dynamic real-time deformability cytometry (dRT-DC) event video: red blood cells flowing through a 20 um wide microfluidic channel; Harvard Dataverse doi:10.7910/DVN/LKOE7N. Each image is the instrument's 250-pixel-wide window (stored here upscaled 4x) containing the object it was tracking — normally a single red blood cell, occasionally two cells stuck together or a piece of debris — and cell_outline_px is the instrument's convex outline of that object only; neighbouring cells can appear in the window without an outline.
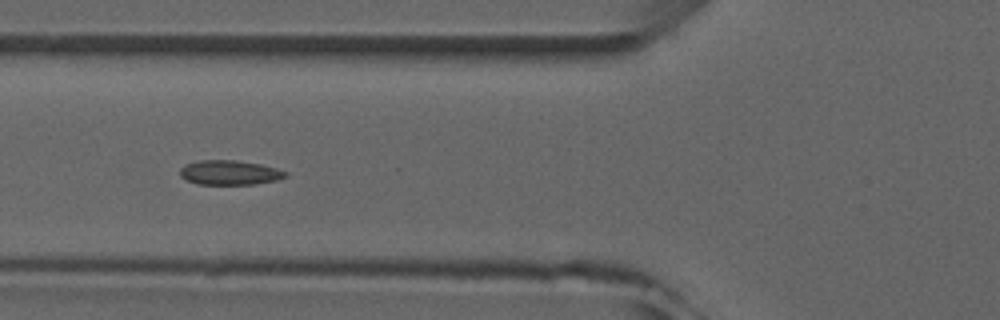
{"species": "common noctule bat (a hibernating species)", "species_latin": "Nyctalus noctula", "temperature_condition": "room temperature", "stored_images_in_passage": 5, "camera_frame_rate_fps": 3000, "um_per_image_px": 0.085, "animal": {"sex": "male", "forearm_length_mm": 52.5}, "frame": {"image": 1, "passage_image": 4, "time_ms": 3.333, "image_size_px": [1000, 320], "cell_outline_px": [[288, 176], [276, 180], [256, 184], [196, 184], [180, 176], [180, 168], [184, 164], [196, 160], [236, 160], [260, 164], [276, 168], [288, 172]], "centroid_in_image_um": [19.51, 14.66], "position_along_channel_um": 106.3, "area_um2": 15.2}}
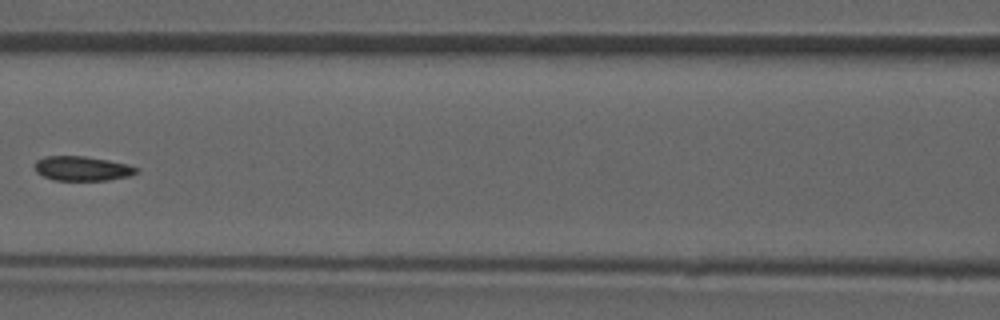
{"frame": {"image": 2, "passage_image": 5, "time_ms": 4.667, "image_size_px": [1000, 320], "cell_outline_px": [[140, 168], [136, 172], [128, 176], [108, 180], [52, 180], [36, 172], [36, 160], [44, 156], [84, 156], [108, 160], [128, 164]], "centroid_in_image_um": [6.99, 14.32], "position_along_channel_um": 159.6, "area_um2": 14.45}}